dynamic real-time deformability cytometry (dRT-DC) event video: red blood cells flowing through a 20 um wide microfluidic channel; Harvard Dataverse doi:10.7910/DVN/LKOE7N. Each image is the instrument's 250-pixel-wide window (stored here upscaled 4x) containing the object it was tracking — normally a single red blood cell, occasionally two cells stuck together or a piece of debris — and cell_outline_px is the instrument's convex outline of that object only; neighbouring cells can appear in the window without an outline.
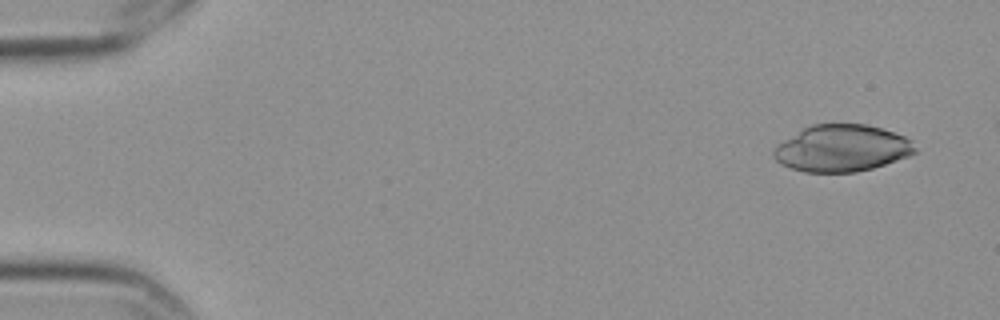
{"species": "Egyptian fruit bat (a non-hibernating species)", "species_latin": "Rousettus aegyptiacus", "temperature_condition": "cold", "stored_images_in_passage": 5, "camera_frame_rate_fps": 3000, "um_per_image_px": 0.085, "frame": {"image": 1, "passage_image": 1, "time_ms": 0.0, "image_size_px": [1000, 320], "cell_outline_px": [[916, 152], [908, 156], [872, 168], [856, 172], [804, 172], [780, 164], [772, 156], [772, 152], [784, 140], [804, 128], [812, 124], [864, 124], [880, 128], [904, 136], [912, 140], [916, 148]], "centroid_in_image_um": [71.56, 12.61], "position_along_channel_um": 13.4, "area_um2": 38.21}}